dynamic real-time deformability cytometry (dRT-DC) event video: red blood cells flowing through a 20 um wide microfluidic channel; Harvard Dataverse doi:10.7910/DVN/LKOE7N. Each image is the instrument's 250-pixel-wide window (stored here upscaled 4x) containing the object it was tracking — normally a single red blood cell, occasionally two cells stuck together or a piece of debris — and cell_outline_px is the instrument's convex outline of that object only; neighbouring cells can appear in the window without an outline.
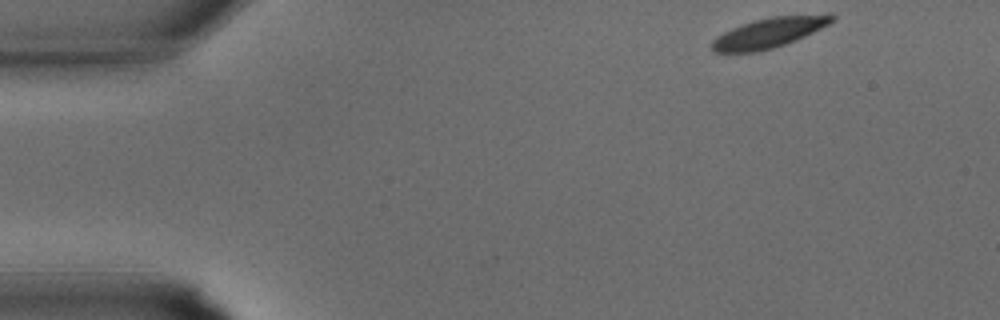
{"species": "common noctule bat (a hibernating species)", "species_latin": "Nyctalus noctula", "temperature_condition": "warm", "stored_images_in_passage": 6, "camera_frame_rate_fps": 3000, "um_per_image_px": 0.085, "animal": {"sex": "male", "body_mass_g": 15.6}, "frame": {"image": 1, "passage_image": 1, "time_ms": 0.0, "image_size_px": [1000, 320], "cell_outline_px": [[836, 16], [828, 24], [796, 40], [772, 48], [756, 52], [712, 52], [712, 40], [716, 36], [740, 24], [752, 20], [772, 16], [828, 12]], "centroid_in_image_um": [65.39, 2.75], "position_along_channel_um": 19.6, "area_um2": 21.21}}